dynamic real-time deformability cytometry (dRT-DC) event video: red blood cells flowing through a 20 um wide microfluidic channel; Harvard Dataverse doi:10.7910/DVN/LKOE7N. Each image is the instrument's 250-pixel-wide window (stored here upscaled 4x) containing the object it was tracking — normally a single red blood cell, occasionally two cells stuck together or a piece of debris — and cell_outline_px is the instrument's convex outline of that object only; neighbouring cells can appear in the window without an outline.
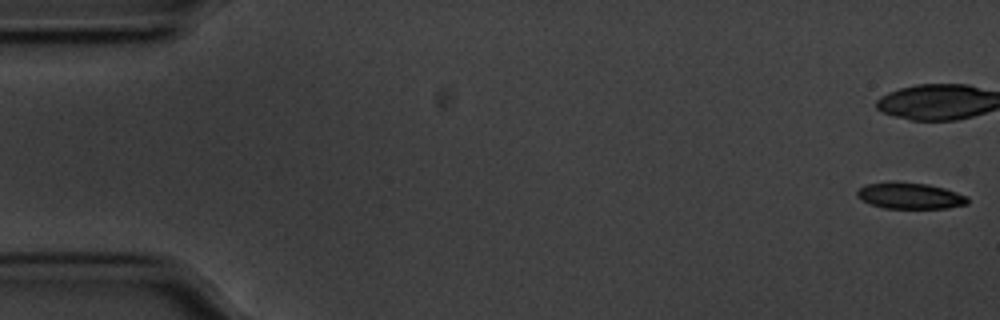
{"species": "common noctule bat (a hibernating species)", "species_latin": "Nyctalus noctula", "temperature_condition": "cold", "stored_images_in_passage": 14, "camera_frame_rate_fps": 3000, "um_per_image_px": 0.085, "animal": {"sex": "male", "body_mass_g": 20.1, "forearm_length_mm": 53.5}, "frame": {"image": 1, "passage_image": 1, "time_ms": 0.0, "image_size_px": [1000, 320], "cell_outline_px": [[968, 204], [948, 208], [884, 208], [872, 204], [856, 196], [856, 192], [864, 184], [888, 180], [892, 180], [928, 184], [944, 188], [968, 196]], "centroid_in_image_um": [77.33, 16.61], "position_along_channel_um": 7.7, "area_um2": 17.17}}